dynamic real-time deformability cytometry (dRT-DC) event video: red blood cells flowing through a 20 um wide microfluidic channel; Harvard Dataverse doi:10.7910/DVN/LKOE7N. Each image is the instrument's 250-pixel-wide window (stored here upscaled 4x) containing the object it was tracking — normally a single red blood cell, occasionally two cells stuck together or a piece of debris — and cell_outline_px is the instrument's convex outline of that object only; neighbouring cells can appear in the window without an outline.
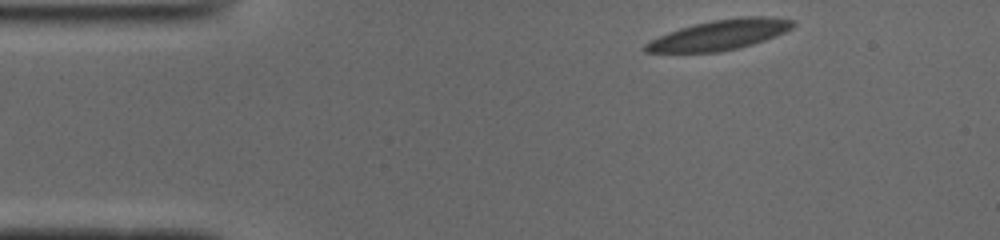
{"species": "common noctule bat (a hibernating species)", "species_latin": "Nyctalus noctula", "temperature_condition": "cold", "stored_images_in_passage": 47, "camera_frame_rate_fps": 3000, "um_per_image_px": 0.085, "animal": {"sex": "male", "body_mass_g": 19.0, "forearm_length_mm": 50.8}, "frame": {"image": 1, "passage_image": 1, "time_ms": 0.0, "image_size_px": [1000, 240], "cell_outline_px": [[796, 24], [792, 28], [784, 32], [764, 40], [752, 44], [720, 52], [644, 52], [644, 44], [668, 32], [680, 28], [712, 20], [744, 16], [764, 16], [792, 20]], "centroid_in_image_um": [61.17, 2.96], "position_along_channel_um": 23.8, "area_um2": 25.49}}
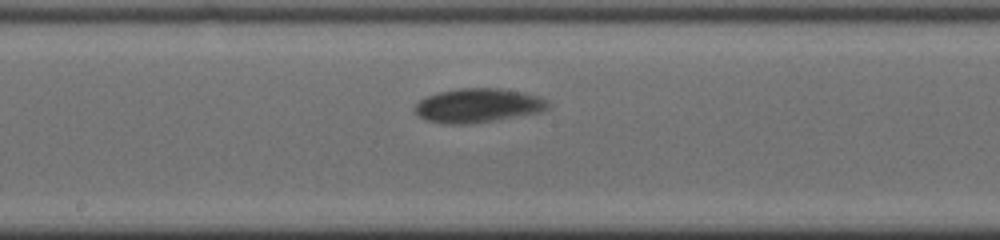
{"frame": {"image": 2, "passage_image": 21, "time_ms": 6.667, "image_size_px": [1000, 240], "cell_outline_px": [[548, 108], [540, 112], [496, 120], [468, 124], [444, 124], [428, 120], [420, 116], [416, 112], [416, 104], [420, 100], [428, 96], [440, 92], [460, 88], [500, 88], [520, 92], [536, 96], [548, 100]], "centroid_in_image_um": [40.64, 8.97], "position_along_channel_um": 207.6, "area_um2": 26.07}}
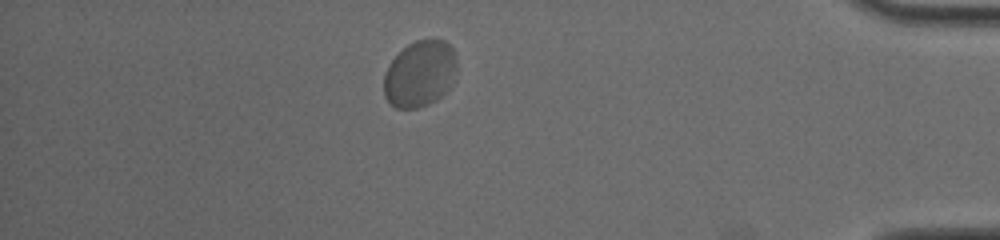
{"frame": {"image": 3, "passage_image": 40, "time_ms": 13.0, "image_size_px": [1000, 240], "cell_outline_px": [[456, 72], [448, 88], [436, 100], [428, 104], [416, 108], [396, 108], [388, 104], [384, 96], [384, 76], [392, 60], [408, 44], [416, 40], [444, 40], [452, 48], [456, 56]], "centroid_in_image_um": [35.67, 6.29], "position_along_channel_um": 399.5, "area_um2": 27.98}, "authors_computed_cell_mechanics": {"area_um2": 25.8944, "velocity_mm_per_s": 3.7045, "shape_relaxation_time_tau1_ms": 3.645, "shape_relaxation_time_tau2_ms": null, "deformation_change_tau1": 0.1335, "deformation_change_tau2": null}}